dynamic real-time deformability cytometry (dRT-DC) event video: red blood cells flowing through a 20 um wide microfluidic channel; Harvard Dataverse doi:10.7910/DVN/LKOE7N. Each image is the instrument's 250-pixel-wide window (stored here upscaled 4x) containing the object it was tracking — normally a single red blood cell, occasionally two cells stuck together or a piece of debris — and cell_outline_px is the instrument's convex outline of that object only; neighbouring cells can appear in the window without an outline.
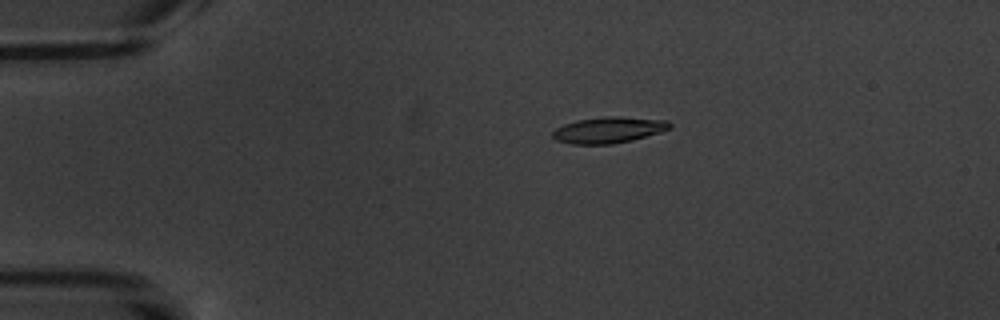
{"species": "common noctule bat (a hibernating species)", "species_latin": "Nyctalus noctula", "temperature_condition": "warm", "stored_images_in_passage": 6, "camera_frame_rate_fps": 3000, "um_per_image_px": 0.085, "animal": {"sex": "male", "body_mass_g": 20.1, "forearm_length_mm": 53.5}, "frame": {"image": 1, "passage_image": 4, "time_ms": 3.333, "image_size_px": [1000, 320], "cell_outline_px": [[672, 128], [660, 132], [632, 140], [612, 144], [572, 144], [556, 140], [552, 136], [552, 132], [556, 128], [564, 124], [576, 120], [604, 116], [620, 116], [668, 120], [672, 124]], "centroid_in_image_um": [51.75, 11.04], "position_along_channel_um": 33.3, "area_um2": 17.98}}
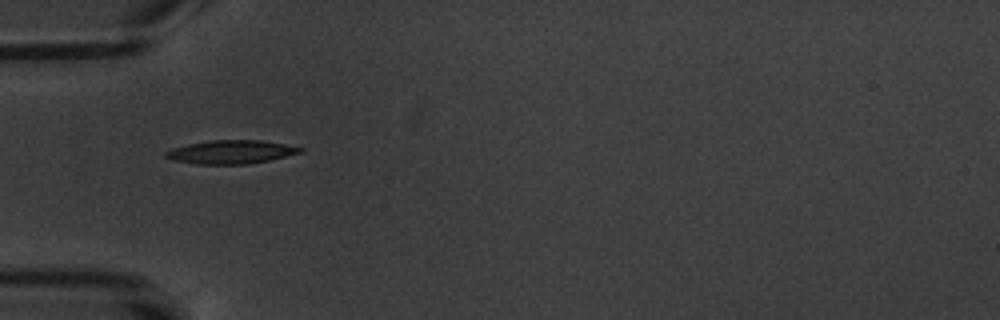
{"frame": {"image": 2, "passage_image": 5, "time_ms": 5.667, "image_size_px": [1000, 320], "cell_outline_px": [[304, 152], [268, 160], [244, 164], [196, 164], [172, 160], [164, 156], [164, 152], [172, 148], [188, 144], [212, 140], [260, 140], [284, 144], [304, 148]], "centroid_in_image_um": [19.61, 12.91], "position_along_channel_um": 65.4, "area_um2": 18.32}}